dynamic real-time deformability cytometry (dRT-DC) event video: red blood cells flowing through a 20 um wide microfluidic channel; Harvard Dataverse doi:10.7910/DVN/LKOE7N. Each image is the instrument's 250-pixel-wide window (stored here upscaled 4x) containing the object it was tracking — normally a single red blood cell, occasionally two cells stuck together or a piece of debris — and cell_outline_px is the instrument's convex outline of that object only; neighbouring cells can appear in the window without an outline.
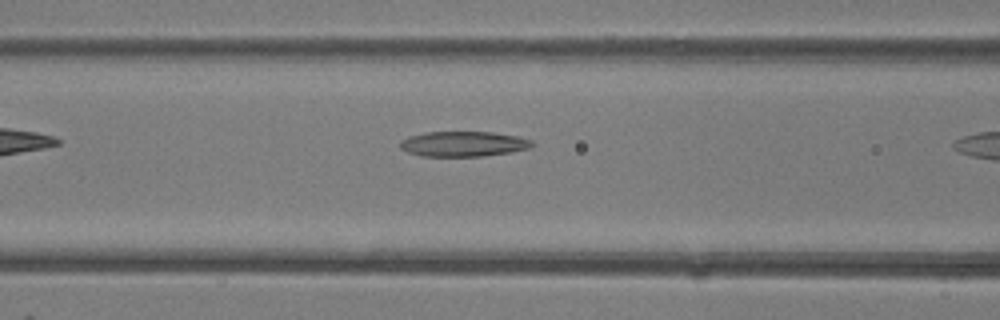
{"species": "common noctule bat (a hibernating species)", "species_latin": "Nyctalus noctula", "temperature_condition": "room temperature", "stored_images_in_passage": 5, "camera_frame_rate_fps": 3000, "um_per_image_px": 0.085, "animal": {"sex": "female"}, "frame": {"image": 1, "passage_image": 4, "time_ms": 1.0, "image_size_px": [1000, 320], "cell_outline_px": [[536, 144], [528, 148], [512, 152], [480, 156], [420, 156], [408, 152], [400, 148], [400, 140], [408, 136], [424, 132], [492, 132], [520, 136], [532, 140]], "centroid_in_image_um": [39.39, 12.22], "position_along_channel_um": 127.2, "area_um2": 19.54}}